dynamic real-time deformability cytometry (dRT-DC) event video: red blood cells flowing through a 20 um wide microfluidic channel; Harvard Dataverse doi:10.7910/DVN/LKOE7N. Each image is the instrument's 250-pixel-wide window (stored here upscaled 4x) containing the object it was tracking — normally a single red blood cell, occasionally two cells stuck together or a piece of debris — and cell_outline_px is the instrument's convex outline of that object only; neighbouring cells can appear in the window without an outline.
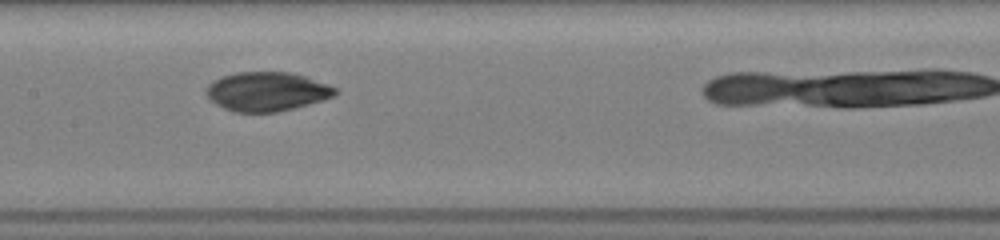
{"species": "common noctule bat (a hibernating species)", "species_latin": "Nyctalus noctula", "temperature_condition": "room temperature", "stored_images_in_passage": 9, "camera_frame_rate_fps": 3000, "um_per_image_px": 0.085, "animal": {"sex": "female", "body_mass_g": 19.5, "forearm_length_mm": 54.1}, "frame": {"image": 1, "passage_image": 7, "time_ms": 3.667, "image_size_px": [1000, 240], "cell_outline_px": [[340, 92], [336, 96], [308, 104], [276, 112], [232, 112], [208, 100], [204, 92], [208, 84], [212, 80], [220, 76], [236, 72], [288, 72], [304, 76], [328, 84], [336, 88]], "centroid_in_image_um": [22.64, 7.78], "position_along_channel_um": 184.8, "area_um2": 29.65}}